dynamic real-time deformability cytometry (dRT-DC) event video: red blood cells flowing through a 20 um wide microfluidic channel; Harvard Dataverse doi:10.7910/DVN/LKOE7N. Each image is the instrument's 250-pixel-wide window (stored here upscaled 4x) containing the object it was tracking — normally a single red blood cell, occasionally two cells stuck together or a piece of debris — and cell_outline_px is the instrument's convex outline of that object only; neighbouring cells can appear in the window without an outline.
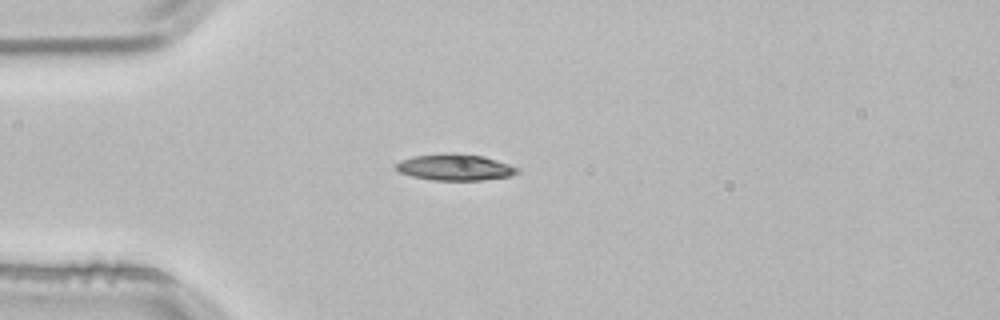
{"species": "common noctule bat (a hibernating species)", "species_latin": "Nyctalus noctula", "temperature_condition": "room temperature", "stored_images_in_passage": 4, "camera_frame_rate_fps": 3000, "um_per_image_px": 0.085, "animal": {"sex": "male", "body_mass_g": 21.5, "forearm_length_mm": 52.0}, "frame": {"image": 1, "passage_image": 4, "time_ms": 1.0, "image_size_px": [1000, 320], "cell_outline_px": [[520, 172], [508, 176], [480, 180], [432, 180], [412, 176], [400, 172], [392, 164], [400, 160], [412, 156], [484, 156], [520, 168]], "centroid_in_image_um": [38.66, 14.26], "position_along_channel_um": 46.3, "area_um2": 17.69}}